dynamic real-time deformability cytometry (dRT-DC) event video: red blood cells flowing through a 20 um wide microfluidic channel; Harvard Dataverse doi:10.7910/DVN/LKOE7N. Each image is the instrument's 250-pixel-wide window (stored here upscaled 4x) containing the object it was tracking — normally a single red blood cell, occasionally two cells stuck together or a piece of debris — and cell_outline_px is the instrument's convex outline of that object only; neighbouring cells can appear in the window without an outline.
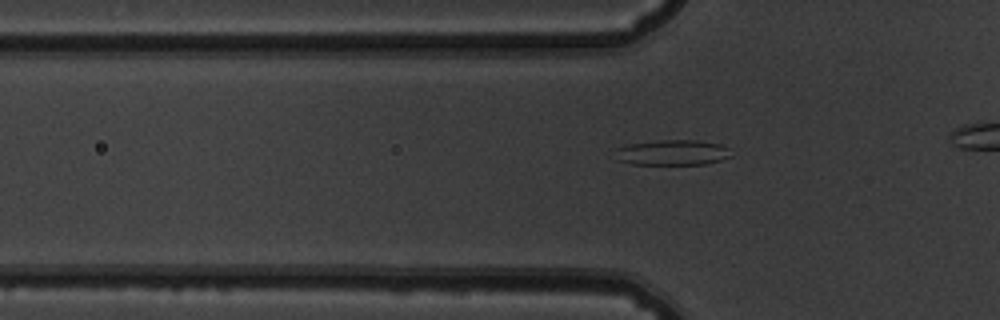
{"species": "common noctule bat (a hibernating species)", "species_latin": "Nyctalus noctula", "temperature_condition": "warm", "stored_images_in_passage": 29, "camera_frame_rate_fps": 3000, "um_per_image_px": 0.085, "animal": {"sex": "male", "body_mass_g": 19.5, "forearm_length_mm": 54.6}, "frame": {"image": 1, "passage_image": 13, "time_ms": 4.0, "image_size_px": [1000, 320], "cell_outline_px": [[732, 156], [708, 164], [632, 164], [616, 160], [616, 148], [628, 144], [660, 140], [700, 140], [720, 144], [728, 148]], "centroid_in_image_um": [57.16, 12.96], "position_along_channel_um": 68.6, "area_um2": 17.22}}
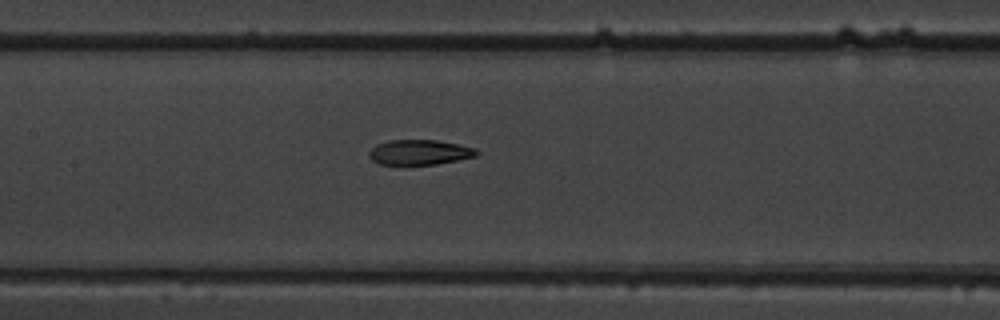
{"frame": {"image": 2, "passage_image": 21, "time_ms": 6.667, "image_size_px": [1000, 320], "cell_outline_px": [[480, 152], [476, 156], [436, 164], [380, 164], [372, 160], [368, 156], [368, 152], [376, 144], [388, 140], [436, 140], [476, 148]], "centroid_in_image_um": [35.64, 12.93], "position_along_channel_um": 171.8, "area_um2": 15.61}}
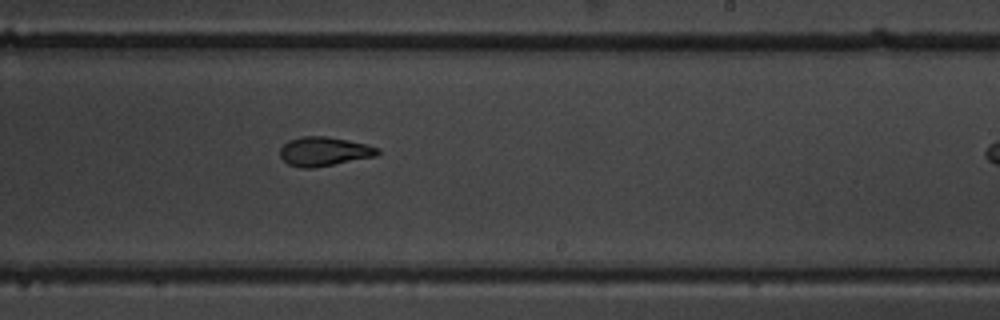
{"frame": {"image": 3, "passage_image": 28, "time_ms": 9.0, "image_size_px": [1000, 320], "cell_outline_px": [[380, 152], [376, 156], [312, 168], [300, 168], [288, 164], [280, 156], [280, 148], [288, 140], [300, 136], [328, 136], [368, 144], [380, 148]], "centroid_in_image_um": [27.55, 12.86], "position_along_channel_um": 261.5, "area_um2": 16.65}}